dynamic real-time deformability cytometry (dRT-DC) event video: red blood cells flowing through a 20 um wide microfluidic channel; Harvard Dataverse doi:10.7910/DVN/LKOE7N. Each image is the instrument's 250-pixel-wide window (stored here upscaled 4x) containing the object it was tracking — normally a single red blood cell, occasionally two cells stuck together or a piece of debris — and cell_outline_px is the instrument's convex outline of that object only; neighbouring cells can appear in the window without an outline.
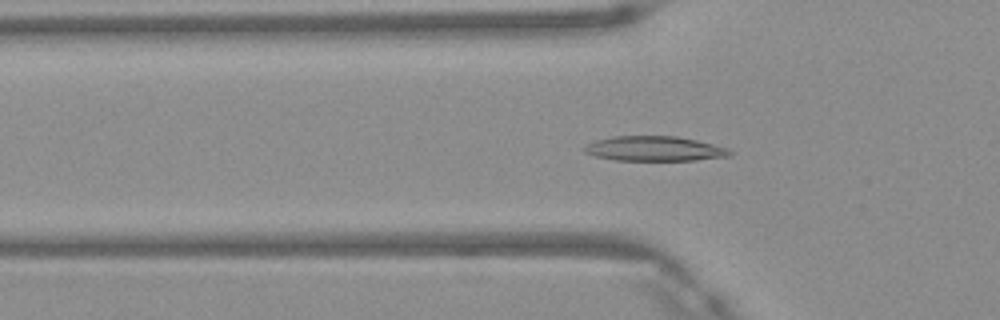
{"species": "Egyptian fruit bat (a non-hibernating species)", "species_latin": "Rousettus aegyptiacus", "temperature_condition": "warm", "stored_images_in_passage": 43, "camera_frame_rate_fps": 3000, "um_per_image_px": 0.085, "frame": {"image": 1, "passage_image": 10, "time_ms": 3.0, "image_size_px": [1000, 320], "cell_outline_px": [[732, 156], [696, 160], [616, 160], [592, 156], [584, 152], [580, 148], [596, 140], [612, 136], [676, 136], [696, 140], [728, 148], [732, 152]], "centroid_in_image_um": [55.6, 12.64], "position_along_channel_um": 70.2, "area_um2": 21.15}}
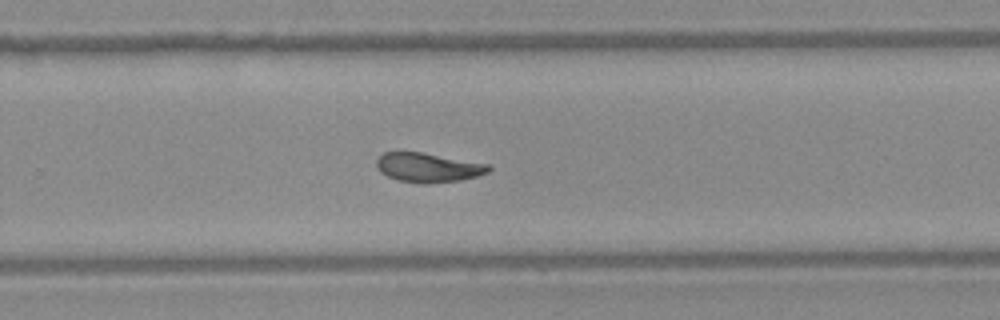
{"frame": {"image": 2, "passage_image": 26, "time_ms": 8.333, "image_size_px": [1000, 320], "cell_outline_px": [[492, 168], [488, 172], [476, 176], [460, 180], [428, 184], [424, 184], [396, 180], [380, 172], [376, 168], [376, 160], [384, 152], [420, 152], [492, 164]], "centroid_in_image_um": [36.4, 14.24], "position_along_channel_um": 293.4, "area_um2": 19.31}}
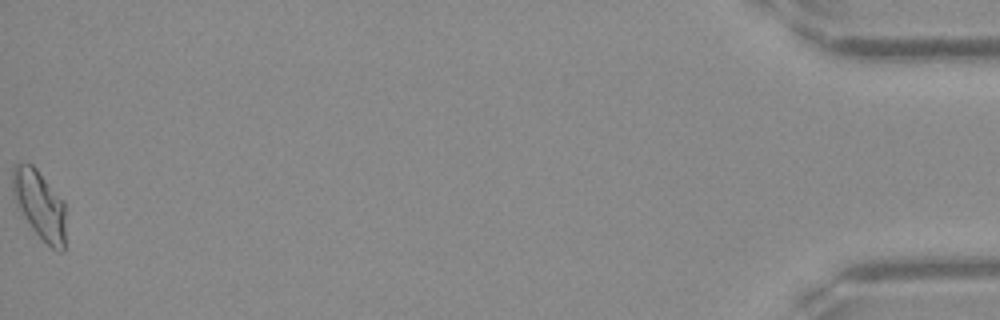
{"frame": {"image": 3, "passage_image": 43, "time_ms": 14.0, "image_size_px": [1000, 320], "cell_outline_px": [[64, 252], [60, 252], [52, 248], [32, 228], [16, 204], [12, 192], [12, 164], [32, 164], [36, 168], [64, 200]], "centroid_in_image_um": [3.35, 17.37], "position_along_channel_um": 431.8, "area_um2": 21.1}, "authors_computed_cell_mechanics": {"area_um2": 19.7676, "velocity_mm_per_s": 4.1727, "shape_relaxation_time_tau1_ms": 10.4564, "shape_relaxation_time_tau2_ms": 3.5341, "deformation_change_tau1": 0.2798, "deformation_change_tau2": 0.0912}}